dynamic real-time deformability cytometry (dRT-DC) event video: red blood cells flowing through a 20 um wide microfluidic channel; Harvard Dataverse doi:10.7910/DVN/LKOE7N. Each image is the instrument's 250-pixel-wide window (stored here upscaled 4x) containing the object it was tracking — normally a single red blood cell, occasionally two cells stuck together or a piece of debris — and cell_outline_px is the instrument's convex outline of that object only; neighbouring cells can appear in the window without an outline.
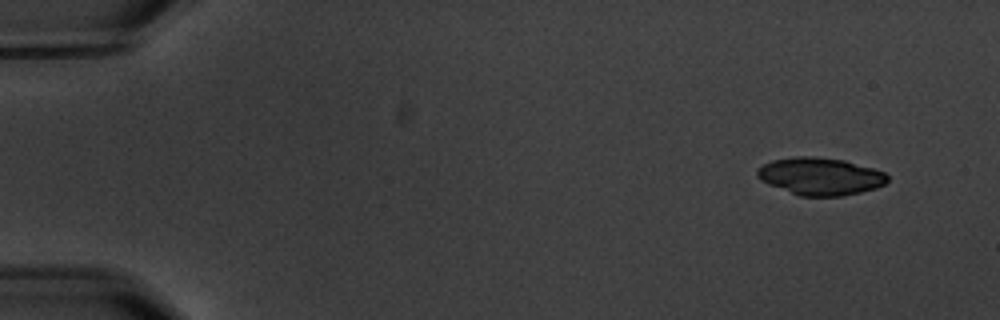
{"species": "common noctule bat (a hibernating species)", "species_latin": "Nyctalus noctula", "temperature_condition": "warm", "stored_images_in_passage": 6, "camera_frame_rate_fps": 3000, "um_per_image_px": 0.085, "animal": {"sex": "male", "body_mass_g": 20.1, "forearm_length_mm": 53.5}, "frame": {"image": 1, "passage_image": 1, "time_ms": 0.0, "image_size_px": [1000, 320], "cell_outline_px": [[888, 180], [884, 184], [876, 188], [860, 192], [840, 196], [800, 196], [768, 184], [760, 180], [756, 176], [756, 172], [764, 164], [772, 160], [792, 156], [812, 156], [844, 160], [872, 168], [884, 172], [888, 176]], "centroid_in_image_um": [69.71, 14.98], "position_along_channel_um": 15.3, "area_um2": 28.32}}